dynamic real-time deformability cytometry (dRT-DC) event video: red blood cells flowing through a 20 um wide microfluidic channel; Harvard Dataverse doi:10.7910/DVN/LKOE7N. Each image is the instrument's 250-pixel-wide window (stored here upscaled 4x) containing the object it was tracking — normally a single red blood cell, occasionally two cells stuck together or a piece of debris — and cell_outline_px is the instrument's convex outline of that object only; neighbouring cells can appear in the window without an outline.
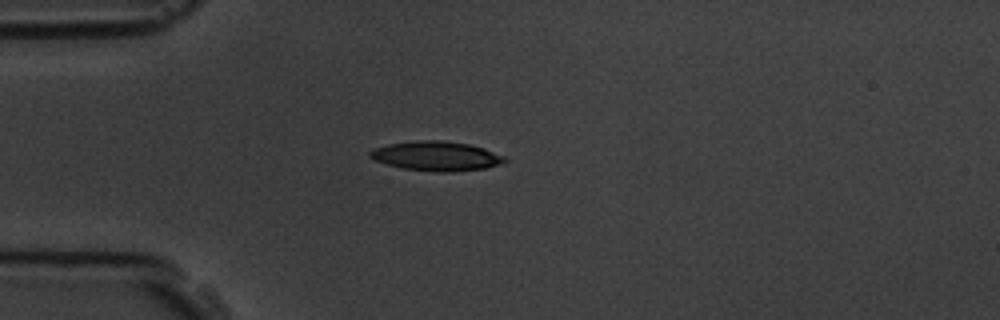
{"species": "common noctule bat (a hibernating species)", "species_latin": "Nyctalus noctula", "temperature_condition": "room temperature", "stored_images_in_passage": 3, "camera_frame_rate_fps": 3000, "um_per_image_px": 0.085, "animal": {"sex": "male", "body_mass_g": 19.5, "forearm_length_mm": 54.6}, "frame": {"image": 1, "passage_image": 2, "time_ms": 1.333, "image_size_px": [1000, 320], "cell_outline_px": [[508, 160], [504, 164], [484, 168], [452, 172], [440, 172], [404, 168], [372, 160], [368, 156], [368, 152], [376, 148], [388, 144], [416, 140], [440, 140], [468, 144], [484, 148], [504, 156]], "centroid_in_image_um": [37.1, 13.26], "position_along_channel_um": 47.9, "area_um2": 23.12}}